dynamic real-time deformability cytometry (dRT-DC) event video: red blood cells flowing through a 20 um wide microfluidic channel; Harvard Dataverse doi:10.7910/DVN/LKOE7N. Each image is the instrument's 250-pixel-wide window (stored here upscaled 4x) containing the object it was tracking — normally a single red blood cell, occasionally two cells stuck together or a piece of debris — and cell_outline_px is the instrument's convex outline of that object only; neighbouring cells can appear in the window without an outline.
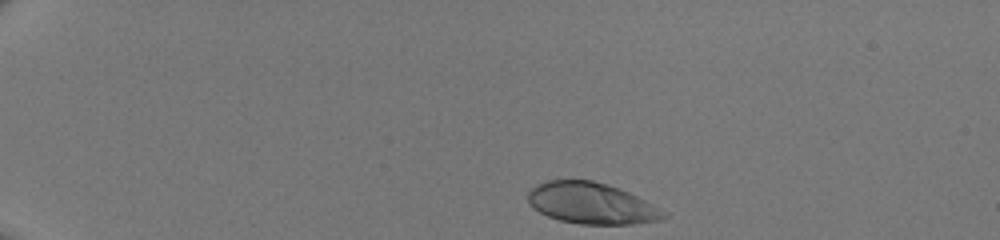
{"species": "human", "species_latin": "Homo sapiens", "temperature_condition": "room temperature", "stored_images_in_passage": 35, "camera_frame_rate_fps": 3000, "um_per_image_px": 0.085, "donor": {"sex": "male"}, "frame": {"image": 1, "passage_image": 1, "time_ms": 0.0, "image_size_px": [1000, 240], "cell_outline_px": [[668, 216], [660, 220], [632, 224], [580, 224], [560, 220], [548, 216], [540, 212], [528, 200], [528, 192], [532, 188], [548, 180], [592, 180], [608, 184], [628, 192], [668, 212]], "centroid_in_image_um": [50.32, 17.29], "position_along_channel_um": 34.7, "area_um2": 32.31}}
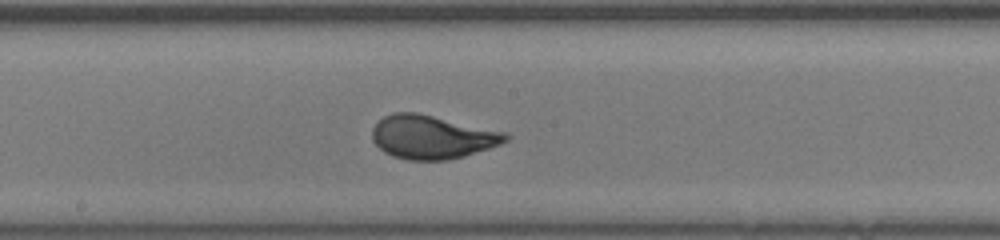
{"frame": {"image": 2, "passage_image": 20, "time_ms": 6.333, "image_size_px": [1000, 240], "cell_outline_px": [[512, 136], [508, 140], [500, 144], [464, 156], [448, 160], [408, 160], [392, 156], [384, 152], [372, 140], [372, 128], [384, 116], [392, 112], [416, 112], [508, 132]], "centroid_in_image_um": [36.74, 11.64], "position_along_channel_um": 211.5, "area_um2": 33.99}}
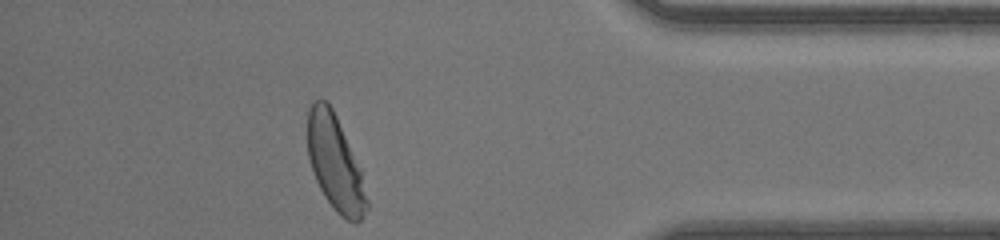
{"frame": {"image": 3, "passage_image": 35, "time_ms": 11.333, "image_size_px": [1000, 240], "cell_outline_px": [[368, 208], [360, 220], [356, 224], [340, 216], [336, 212], [324, 196], [316, 180], [308, 156], [308, 108], [316, 100], [324, 100], [332, 108], [336, 116], [360, 168], [368, 200]], "centroid_in_image_um": [28.49, 13.91], "position_along_channel_um": 406.7, "area_um2": 32.37}}